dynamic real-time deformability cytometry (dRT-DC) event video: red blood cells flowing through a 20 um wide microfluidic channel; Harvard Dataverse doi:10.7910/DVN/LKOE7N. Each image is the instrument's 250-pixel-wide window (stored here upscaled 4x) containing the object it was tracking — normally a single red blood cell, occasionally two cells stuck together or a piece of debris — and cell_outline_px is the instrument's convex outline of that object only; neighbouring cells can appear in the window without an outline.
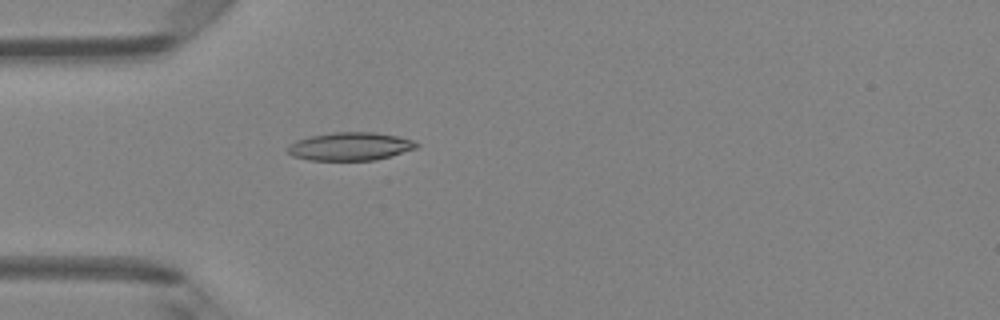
{"species": "Egyptian fruit bat (a non-hibernating species)", "species_latin": "Rousettus aegyptiacus", "temperature_condition": "room temperature", "stored_images_in_passage": 35, "camera_frame_rate_fps": 3000, "um_per_image_px": 0.085, "animal": {"sex": "female"}, "frame": {"image": 1, "passage_image": 1, "time_ms": 0.0, "image_size_px": [1000, 320], "cell_outline_px": [[420, 144], [416, 148], [392, 156], [376, 160], [308, 160], [292, 156], [284, 148], [288, 144], [296, 140], [312, 136], [332, 132], [372, 132], [396, 136], [412, 140]], "centroid_in_image_um": [29.73, 12.45], "position_along_channel_um": 55.3, "area_um2": 21.21}}
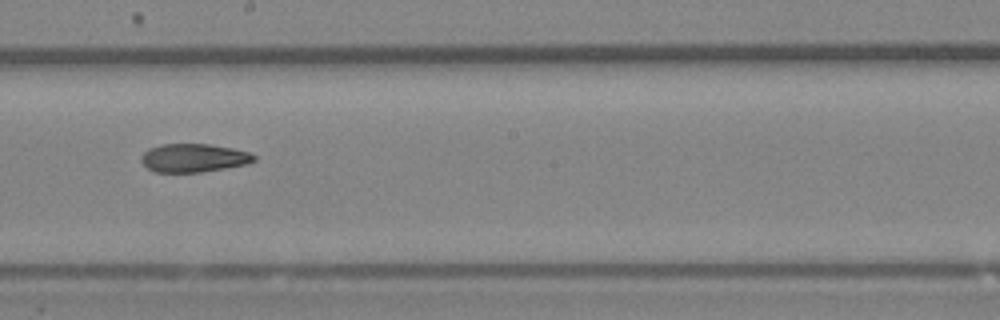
{"frame": {"image": 2, "passage_image": 14, "time_ms": 4.333, "image_size_px": [1000, 320], "cell_outline_px": [[256, 160], [248, 164], [200, 172], [152, 172], [140, 160], [140, 156], [148, 148], [160, 144], [208, 144], [232, 148], [248, 152], [256, 156]], "centroid_in_image_um": [16.43, 13.42], "position_along_channel_um": 231.8, "area_um2": 18.73}}
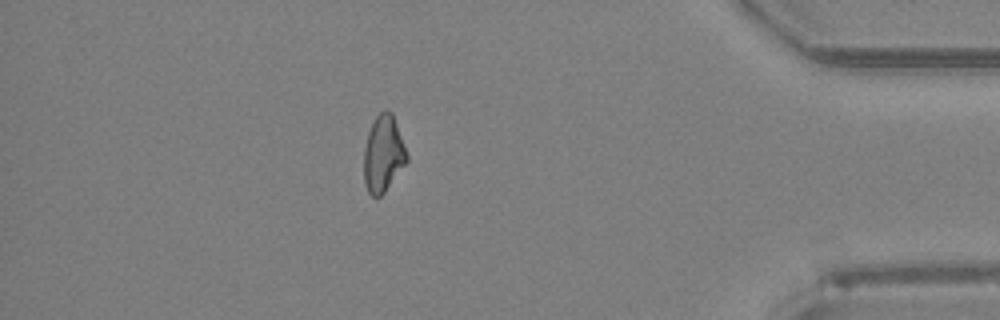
{"frame": {"image": 3, "passage_image": 29, "time_ms": 9.333, "image_size_px": [1000, 320], "cell_outline_px": [[408, 160], [384, 192], [380, 196], [372, 196], [368, 192], [364, 184], [364, 148], [368, 132], [376, 116], [384, 108], [388, 108], [392, 112], [408, 156]], "centroid_in_image_um": [32.56, 13.05], "position_along_channel_um": 402.6, "area_um2": 19.02}, "authors_computed_cell_mechanics": {"area_um2": 19.4208, "velocity_mm_per_s": 4.2234, "shape_relaxation_time_tau1_ms": null, "shape_relaxation_time_tau2_ms": 7.3308, "deformation_change_tau1": null, "deformation_change_tau2": 0.1746}}